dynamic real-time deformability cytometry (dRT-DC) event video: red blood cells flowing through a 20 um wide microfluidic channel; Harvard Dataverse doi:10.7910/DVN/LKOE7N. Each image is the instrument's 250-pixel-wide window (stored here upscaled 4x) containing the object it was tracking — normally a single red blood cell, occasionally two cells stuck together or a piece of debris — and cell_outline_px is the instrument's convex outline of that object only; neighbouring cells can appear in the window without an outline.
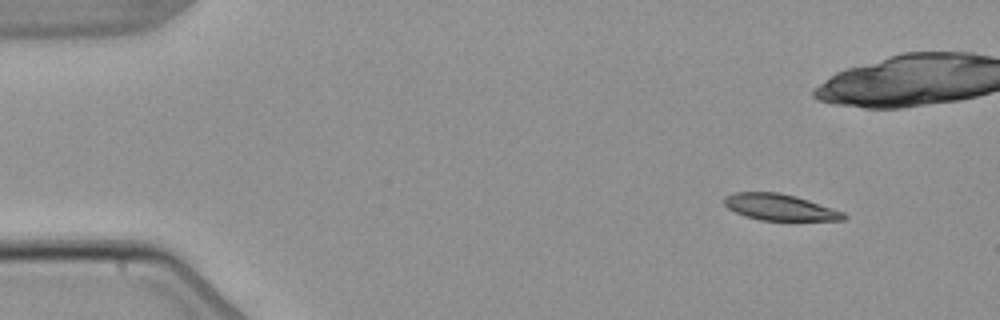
{"species": "common noctule bat (a hibernating species)", "species_latin": "Nyctalus noctula", "temperature_condition": "warm", "stored_images_in_passage": 5, "camera_frame_rate_fps": 3000, "um_per_image_px": 0.085, "animal": {"sex": "male", "body_mass_g": 21.5, "forearm_length_mm": 52.0}, "frame": {"image": 1, "passage_image": 2, "time_ms": 1.0, "image_size_px": [1000, 320], "cell_outline_px": [[848, 216], [844, 220], [760, 220], [744, 216], [728, 208], [724, 204], [724, 196], [736, 192], [780, 192], [796, 196], [844, 212]], "centroid_in_image_um": [66.27, 17.61], "position_along_channel_um": 18.7, "area_um2": 18.26}}